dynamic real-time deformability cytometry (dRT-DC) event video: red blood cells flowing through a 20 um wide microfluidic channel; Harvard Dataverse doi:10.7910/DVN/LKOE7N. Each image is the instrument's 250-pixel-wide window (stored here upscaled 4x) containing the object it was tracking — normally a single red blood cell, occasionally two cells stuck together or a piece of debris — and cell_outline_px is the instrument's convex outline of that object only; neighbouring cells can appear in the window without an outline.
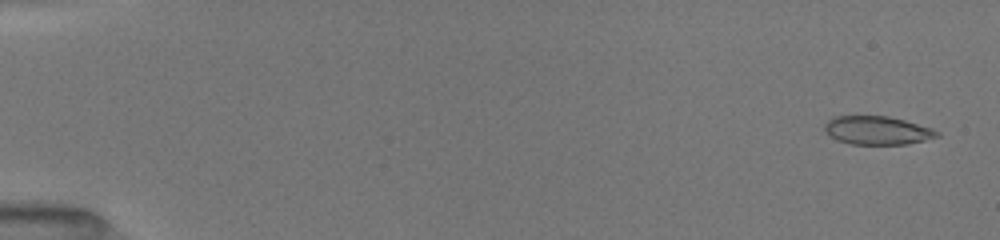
{"species": "common noctule bat (a hibernating species)", "species_latin": "Nyctalus noctula", "temperature_condition": "room temperature", "stored_images_in_passage": 51, "camera_frame_rate_fps": 3000, "um_per_image_px": 0.085, "animal": {"sex": "female", "body_mass_g": 19.5, "forearm_length_mm": 54.1}, "frame": {"image": 1, "passage_image": 2, "time_ms": 0.333, "image_size_px": [1000, 240], "cell_outline_px": [[940, 136], [908, 144], [852, 144], [836, 140], [824, 128], [824, 124], [832, 116], [888, 116], [904, 120], [932, 128], [940, 132]], "centroid_in_image_um": [74.58, 11.08], "position_along_channel_um": 10.4, "area_um2": 18.55}}
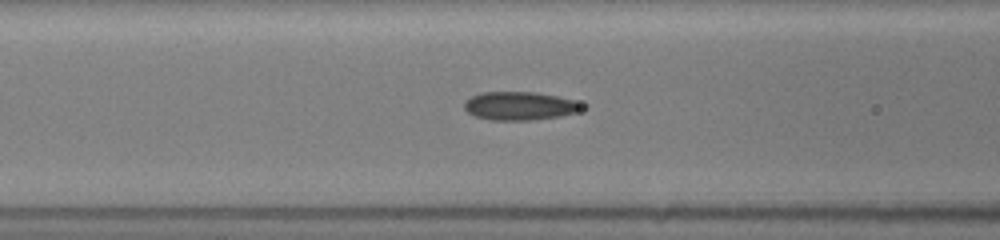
{"frame": {"image": 2, "passage_image": 22, "time_ms": 7.0, "image_size_px": [1000, 240], "cell_outline_px": [[588, 108], [576, 112], [560, 116], [528, 120], [492, 120], [476, 116], [468, 112], [464, 108], [464, 100], [480, 92], [536, 92], [556, 96], [588, 104]], "centroid_in_image_um": [44.22, 8.99], "position_along_channel_um": 122.4, "area_um2": 19.59}}
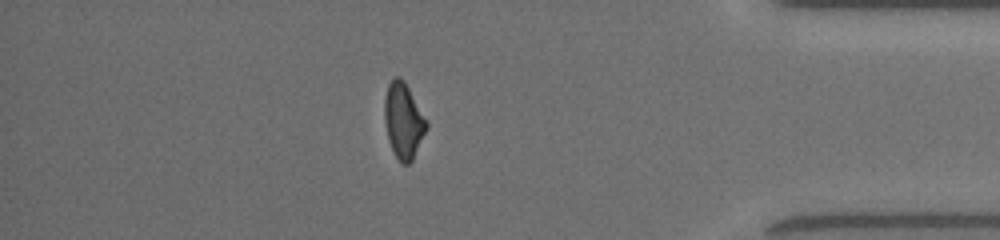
{"frame": {"image": 3, "passage_image": 45, "time_ms": 14.667, "image_size_px": [1000, 240], "cell_outline_px": [[428, 128], [412, 160], [408, 164], [404, 164], [396, 156], [388, 140], [384, 120], [384, 100], [388, 84], [396, 76], [400, 76], [404, 80], [428, 120]], "centroid_in_image_um": [34.3, 10.23], "position_along_channel_um": 400.9, "area_um2": 18.55}, "authors_computed_cell_mechanics": {"area_um2": 18.9584, "velocity_mm_per_s": 4.0225, "shape_relaxation_time_tau1_ms": 4.5236, "shape_relaxation_time_tau2_ms": 2.5266, "deformation_change_tau1": 0.1598, "deformation_change_tau2": 0.1092}}